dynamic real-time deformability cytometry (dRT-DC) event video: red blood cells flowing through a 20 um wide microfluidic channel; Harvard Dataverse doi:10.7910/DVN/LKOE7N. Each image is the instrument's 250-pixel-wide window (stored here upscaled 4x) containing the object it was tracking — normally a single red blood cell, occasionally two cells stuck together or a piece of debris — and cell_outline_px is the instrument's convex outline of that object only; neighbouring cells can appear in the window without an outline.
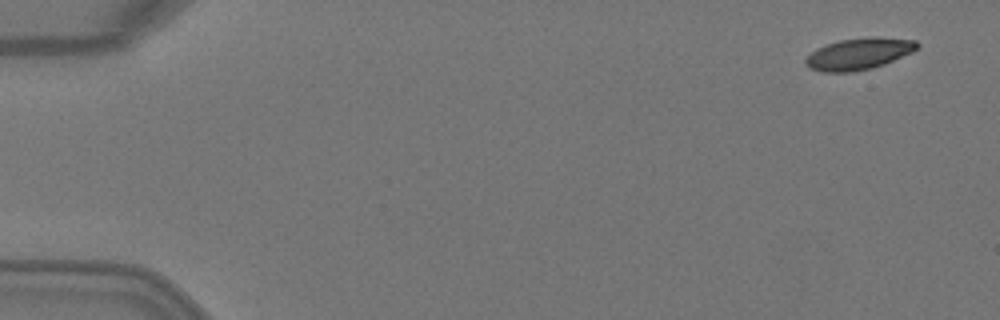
{"species": "Egyptian fruit bat (a non-hibernating species)", "species_latin": "Rousettus aegyptiacus", "temperature_condition": "warm", "stored_images_in_passage": 5, "camera_frame_rate_fps": 3000, "um_per_image_px": 0.085, "animal": {"sex": "female"}, "frame": {"image": 1, "passage_image": 1, "time_ms": 0.0, "image_size_px": [1000, 320], "cell_outline_px": [[920, 44], [912, 52], [884, 64], [872, 68], [852, 72], [820, 72], [808, 68], [804, 64], [804, 60], [816, 48], [840, 40], [872, 36], [916, 40]], "centroid_in_image_um": [72.97, 4.58], "position_along_channel_um": 12.0, "area_um2": 20.58}}
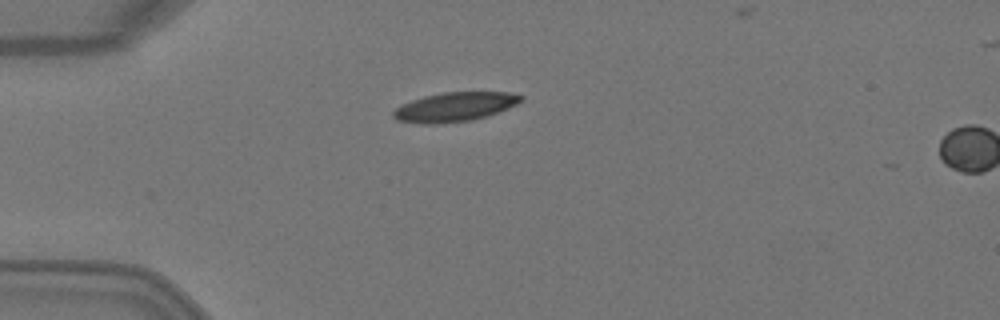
{"frame": {"image": 2, "passage_image": 4, "time_ms": 1.0, "image_size_px": [1000, 320], "cell_outline_px": [[524, 96], [516, 104], [508, 108], [488, 116], [472, 120], [440, 124], [424, 124], [396, 120], [392, 116], [392, 112], [400, 104], [424, 96], [444, 92], [508, 92]], "centroid_in_image_um": [38.61, 9.09], "position_along_channel_um": 46.4, "area_um2": 21.79}}